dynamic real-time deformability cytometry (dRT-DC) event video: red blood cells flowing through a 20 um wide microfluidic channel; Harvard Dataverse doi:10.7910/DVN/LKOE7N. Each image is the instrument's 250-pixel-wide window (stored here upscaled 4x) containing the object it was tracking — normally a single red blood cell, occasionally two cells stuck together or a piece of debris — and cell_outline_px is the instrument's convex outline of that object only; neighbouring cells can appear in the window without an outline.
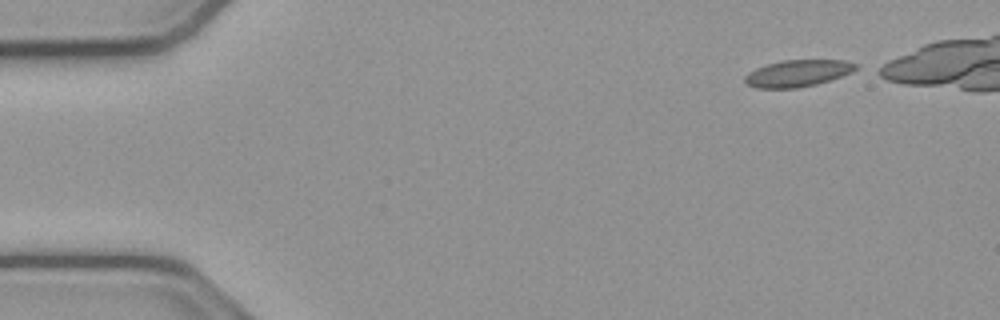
{"species": "common noctule bat (a hibernating species)", "species_latin": "Nyctalus noctula", "temperature_condition": "cold", "stored_images_in_passage": 12, "camera_frame_rate_fps": 3000, "um_per_image_px": 0.085, "animal": {"sex": "male", "body_mass_g": 23.1, "forearm_length_mm": 52.7}, "frame": {"image": 1, "passage_image": 1, "time_ms": 0.0, "image_size_px": [1000, 320], "cell_outline_px": [[860, 68], [852, 72], [816, 84], [796, 88], [756, 88], [748, 84], [744, 80], [744, 76], [748, 72], [756, 68], [780, 60], [844, 60], [860, 64]], "centroid_in_image_um": [67.83, 6.22], "position_along_channel_um": 17.2, "area_um2": 17.34}}